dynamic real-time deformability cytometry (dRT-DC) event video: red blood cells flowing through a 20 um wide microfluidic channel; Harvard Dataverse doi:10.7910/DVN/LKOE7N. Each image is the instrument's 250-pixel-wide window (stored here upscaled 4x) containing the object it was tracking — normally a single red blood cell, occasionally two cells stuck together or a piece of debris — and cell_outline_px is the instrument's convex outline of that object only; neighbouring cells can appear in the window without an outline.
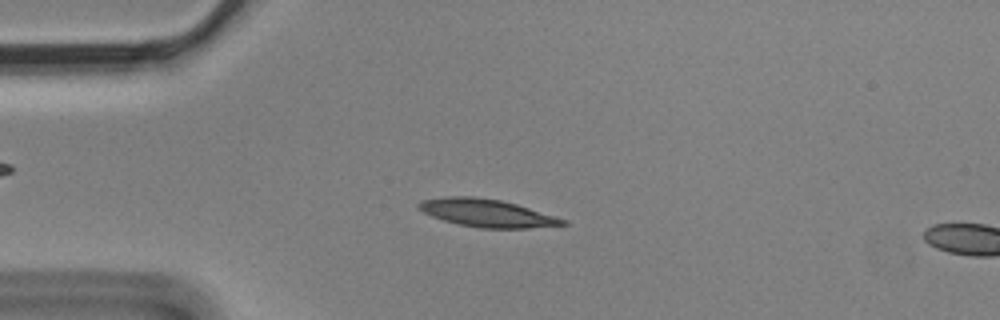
{"species": "Egyptian fruit bat (a non-hibernating species)", "species_latin": "Rousettus aegyptiacus", "temperature_condition": "cold", "stored_images_in_passage": 4, "camera_frame_rate_fps": 3000, "um_per_image_px": 0.085, "animal": {"sex": "male"}, "frame": {"image": 1, "passage_image": 3, "time_ms": 0.667, "image_size_px": [1000, 320], "cell_outline_px": [[568, 224], [528, 228], [480, 228], [460, 224], [444, 220], [432, 216], [416, 208], [416, 204], [420, 200], [448, 196], [472, 196], [500, 200], [516, 204], [568, 220]], "centroid_in_image_um": [41.36, 18.1], "position_along_channel_um": 43.6, "area_um2": 23.18}}